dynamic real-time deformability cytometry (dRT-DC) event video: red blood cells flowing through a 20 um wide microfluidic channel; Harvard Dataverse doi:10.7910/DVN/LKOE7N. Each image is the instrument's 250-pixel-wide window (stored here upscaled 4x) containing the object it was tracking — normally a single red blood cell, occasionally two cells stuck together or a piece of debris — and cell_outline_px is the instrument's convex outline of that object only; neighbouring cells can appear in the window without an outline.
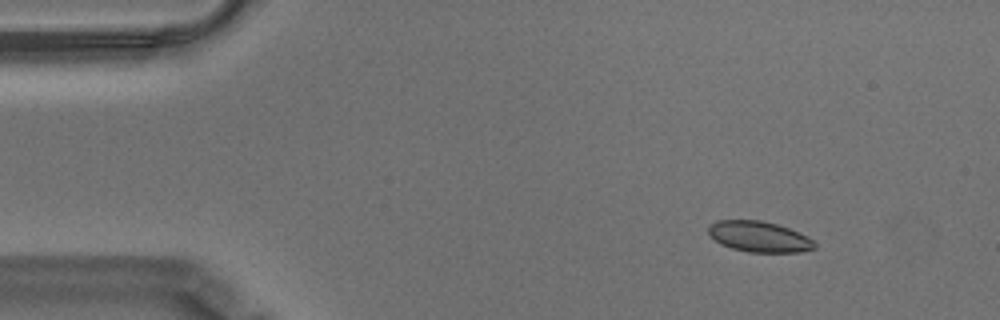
{"species": "Egyptian fruit bat (a non-hibernating species)", "species_latin": "Rousettus aegyptiacus", "temperature_condition": "warm", "stored_images_in_passage": 51, "camera_frame_rate_fps": 3000, "um_per_image_px": 0.085, "animal": {"sex": "male"}, "frame": {"image": 1, "passage_image": 1, "time_ms": 0.0, "image_size_px": [1000, 320], "cell_outline_px": [[816, 248], [800, 252], [748, 252], [732, 248], [720, 244], [708, 236], [708, 224], [716, 220], [760, 220], [776, 224], [788, 228], [808, 236], [816, 244]], "centroid_in_image_um": [64.48, 20.11], "position_along_channel_um": 20.5, "area_um2": 19.19}}
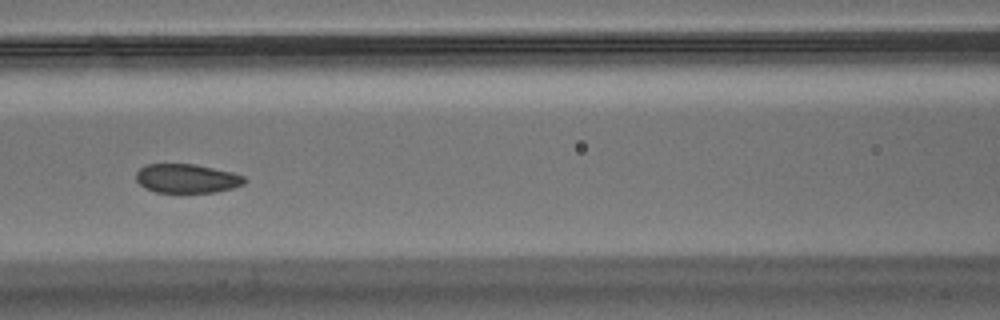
{"frame": {"image": 2, "passage_image": 19, "time_ms": 6.0, "image_size_px": [1000, 320], "cell_outline_px": [[248, 180], [244, 184], [232, 188], [216, 192], [156, 192], [144, 188], [136, 180], [136, 172], [144, 164], [196, 164], [232, 172], [244, 176]], "centroid_in_image_um": [15.88, 15.16], "position_along_channel_um": 150.7, "area_um2": 18.44}}
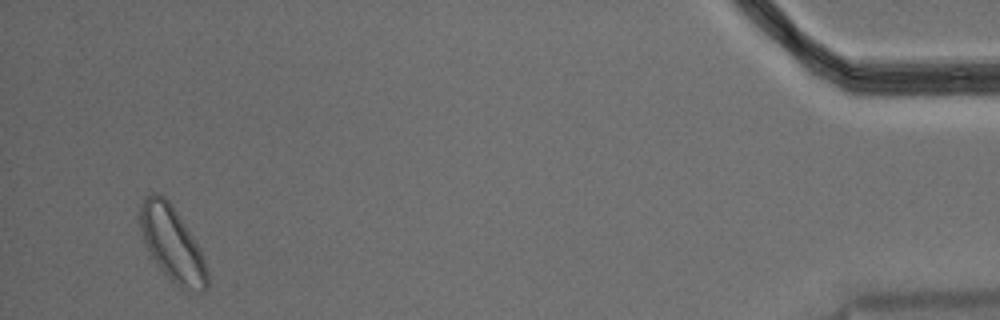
{"frame": {"image": 3, "passage_image": 49, "time_ms": 16.0, "image_size_px": [1000, 320], "cell_outline_px": [[208, 288], [204, 292], [200, 292], [180, 288], [160, 268], [152, 256], [144, 240], [136, 216], [144, 196], [152, 192], [156, 192], [164, 196], [172, 204], [200, 248], [208, 272]], "centroid_in_image_um": [14.62, 20.69], "position_along_channel_um": 420.6, "area_um2": 29.36}, "authors_computed_cell_mechanics": {"area_um2": 19.5942, "velocity_mm_per_s": 3.4906, "shape_relaxation_time_tau1_ms": 7.582, "shape_relaxation_time_tau2_ms": 2.6593, "deformation_change_tau1": 0.1315, "deformation_change_tau2": 0.0566}}